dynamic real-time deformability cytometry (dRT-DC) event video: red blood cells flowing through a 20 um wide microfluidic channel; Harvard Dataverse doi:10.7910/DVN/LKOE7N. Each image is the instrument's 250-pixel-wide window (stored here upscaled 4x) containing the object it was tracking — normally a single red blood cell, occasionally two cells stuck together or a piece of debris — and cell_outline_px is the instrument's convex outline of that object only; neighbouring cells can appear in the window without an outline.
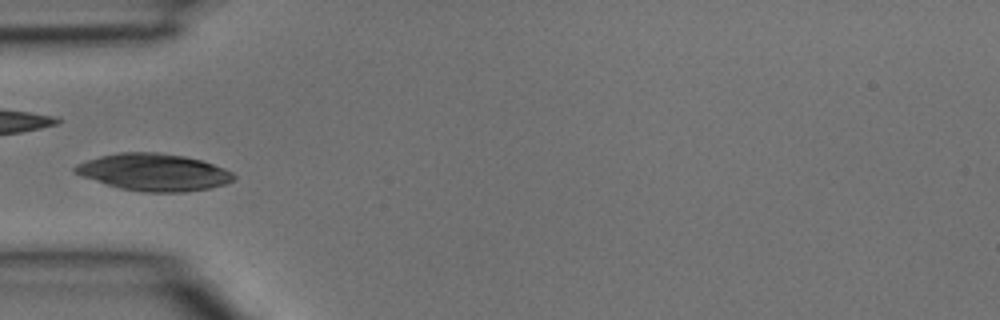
{"species": "common noctule bat (a hibernating species)", "species_latin": "Nyctalus noctula", "temperature_condition": "room temperature", "stored_images_in_passage": 31, "camera_frame_rate_fps": 3000, "um_per_image_px": 0.085, "animal": {"sex": "male", "body_mass_g": 15.6}, "frame": {"image": 1, "passage_image": 5, "time_ms": 1.333, "image_size_px": [1000, 320], "cell_outline_px": [[236, 176], [232, 180], [224, 184], [208, 188], [184, 192], [144, 192], [120, 188], [72, 172], [72, 168], [76, 164], [100, 156], [116, 152], [160, 152], [184, 156], [200, 160], [224, 168], [232, 172]], "centroid_in_image_um": [13.06, 14.63], "position_along_channel_um": 71.9, "area_um2": 34.04}}
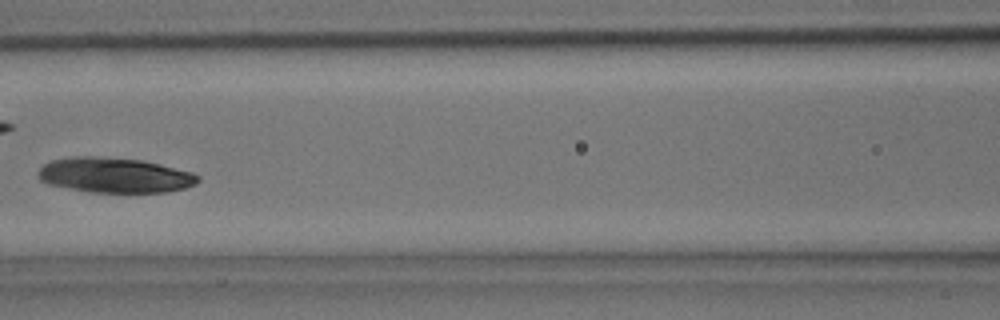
{"frame": {"image": 2, "passage_image": 10, "time_ms": 3.0, "image_size_px": [1000, 320], "cell_outline_px": [[200, 180], [196, 184], [184, 188], [168, 192], [92, 192], [68, 188], [48, 184], [40, 180], [36, 172], [44, 164], [52, 160], [76, 156], [96, 156], [144, 160], [192, 172], [200, 176]], "centroid_in_image_um": [9.75, 14.89], "position_along_channel_um": 156.8, "area_um2": 32.77}}